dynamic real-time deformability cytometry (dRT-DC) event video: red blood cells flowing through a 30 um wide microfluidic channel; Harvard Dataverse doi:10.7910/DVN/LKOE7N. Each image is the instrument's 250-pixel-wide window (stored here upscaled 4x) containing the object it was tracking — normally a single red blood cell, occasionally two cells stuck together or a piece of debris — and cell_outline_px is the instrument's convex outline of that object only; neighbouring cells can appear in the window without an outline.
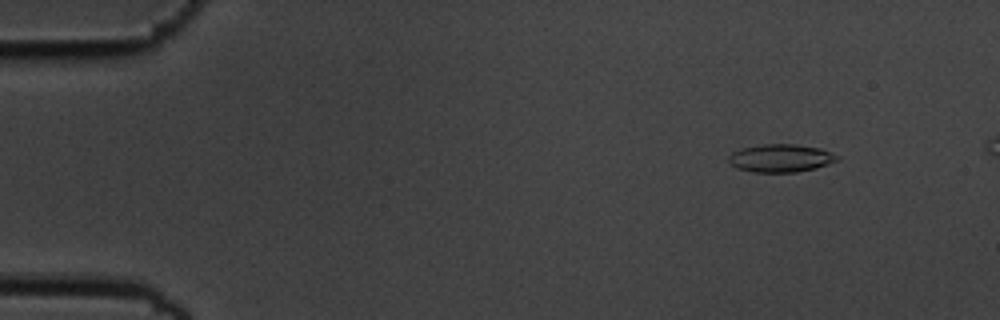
{"species": "common noctule bat (a hibernating species)", "species_latin": "Nyctalus noctula", "temperature_condition": "cold", "stored_images_in_passage": 51, "camera_frame_rate_fps": 3000, "um_per_image_px": 0.085, "animal": {"sex": "male", "body_mass_g": 19.5, "forearm_length_mm": 54.6}, "frame": {"image": 1, "passage_image": 4, "time_ms": 1.0, "image_size_px": [1000, 320], "cell_outline_px": [[840, 156], [836, 160], [828, 164], [816, 168], [796, 172], [752, 172], [736, 168], [728, 160], [728, 156], [732, 152], [744, 148], [764, 144], [796, 144], [820, 148]], "centroid_in_image_um": [66.36, 13.44], "position_along_channel_um": 18.6, "area_um2": 17.57}}
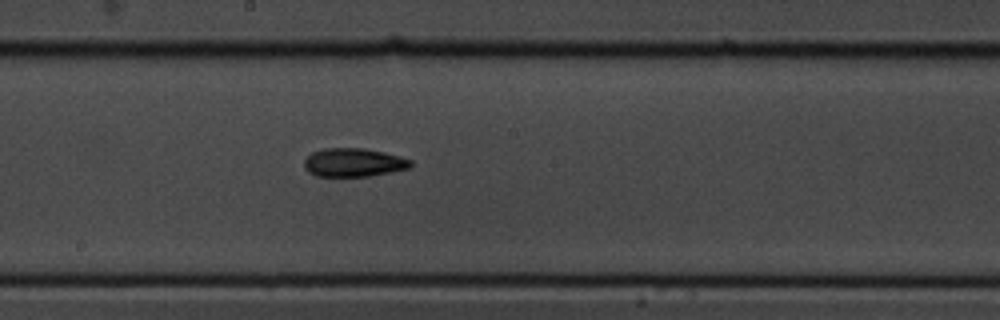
{"frame": {"image": 2, "passage_image": 28, "time_ms": 9.0, "image_size_px": [1000, 320], "cell_outline_px": [[412, 164], [408, 168], [392, 172], [368, 176], [316, 176], [308, 172], [304, 168], [304, 160], [312, 152], [324, 148], [364, 148], [384, 152], [412, 160]], "centroid_in_image_um": [30.03, 13.81], "position_along_channel_um": 218.2, "area_um2": 17.69}}
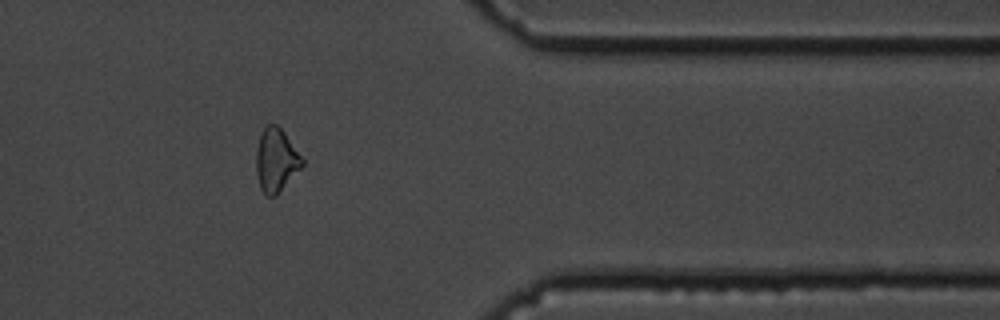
{"frame": {"image": 3, "passage_image": 43, "time_ms": 14.0, "image_size_px": [1000, 320], "cell_outline_px": [[304, 164], [276, 196], [268, 196], [260, 188], [256, 172], [256, 152], [260, 136], [264, 124], [276, 124], [284, 132], [304, 160]], "centroid_in_image_um": [23.45, 13.6], "position_along_channel_um": 387.9, "area_um2": 16.88}, "authors_computed_cell_mechanics": {"area_um2": 17.2822, "velocity_mm_per_s": 3.6914, "shape_relaxation_time_tau1_ms": 6.9958, "shape_relaxation_time_tau2_ms": 3.0474, "deformation_change_tau1": 0.1681, "deformation_change_tau2": 0.1059}}